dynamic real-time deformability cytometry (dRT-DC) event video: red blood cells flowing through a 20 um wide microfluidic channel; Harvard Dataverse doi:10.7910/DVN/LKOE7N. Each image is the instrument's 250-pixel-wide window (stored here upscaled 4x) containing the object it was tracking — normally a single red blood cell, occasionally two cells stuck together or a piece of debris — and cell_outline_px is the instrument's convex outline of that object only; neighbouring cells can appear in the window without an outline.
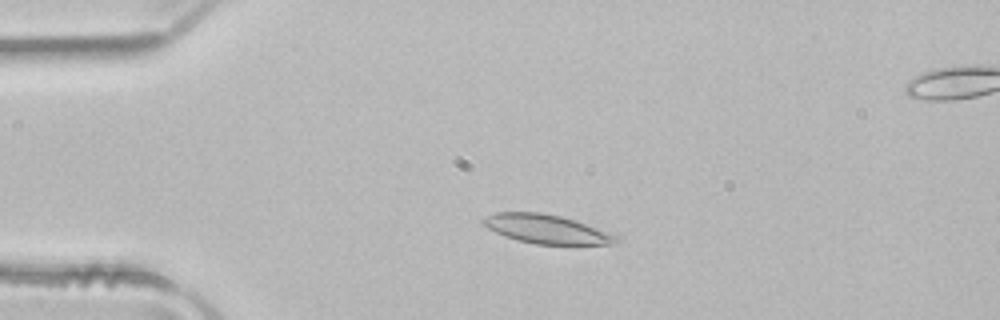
{"species": "common noctule bat (a hibernating species)", "species_latin": "Nyctalus noctula", "temperature_condition": "room temperature", "stored_images_in_passage": 15, "camera_frame_rate_fps": 3000, "um_per_image_px": 0.085, "animal": {"sex": "male", "body_mass_g": 21.5, "forearm_length_mm": 52.0}, "frame": {"image": 1, "passage_image": 7, "time_ms": 2.0, "image_size_px": [1000, 320], "cell_outline_px": [[620, 240], [616, 244], [536, 244], [516, 240], [504, 236], [488, 228], [480, 220], [484, 216], [496, 212], [540, 212], [560, 216], [576, 220], [616, 236]], "centroid_in_image_um": [46.4, 19.46], "position_along_channel_um": 38.6, "area_um2": 22.25}}
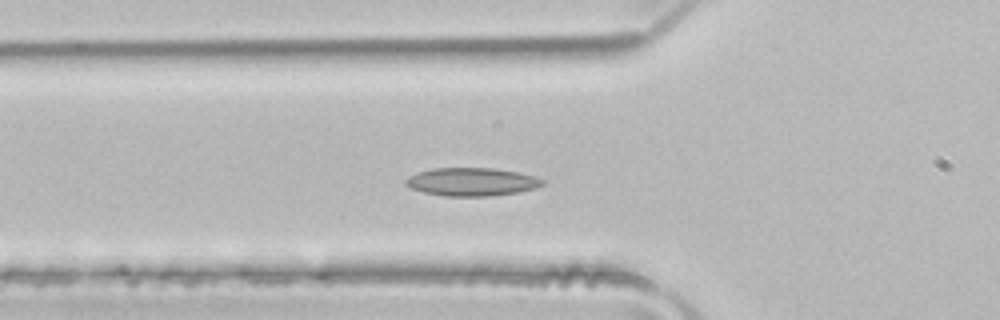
{"frame": {"image": 2, "passage_image": 13, "time_ms": 4.0, "image_size_px": [1000, 320], "cell_outline_px": [[544, 184], [536, 188], [520, 192], [492, 196], [444, 196], [424, 192], [412, 188], [404, 184], [404, 180], [408, 176], [416, 172], [432, 168], [496, 168], [516, 172], [532, 176], [544, 180]], "centroid_in_image_um": [40.07, 15.45], "position_along_channel_um": 85.7, "area_um2": 22.54}}